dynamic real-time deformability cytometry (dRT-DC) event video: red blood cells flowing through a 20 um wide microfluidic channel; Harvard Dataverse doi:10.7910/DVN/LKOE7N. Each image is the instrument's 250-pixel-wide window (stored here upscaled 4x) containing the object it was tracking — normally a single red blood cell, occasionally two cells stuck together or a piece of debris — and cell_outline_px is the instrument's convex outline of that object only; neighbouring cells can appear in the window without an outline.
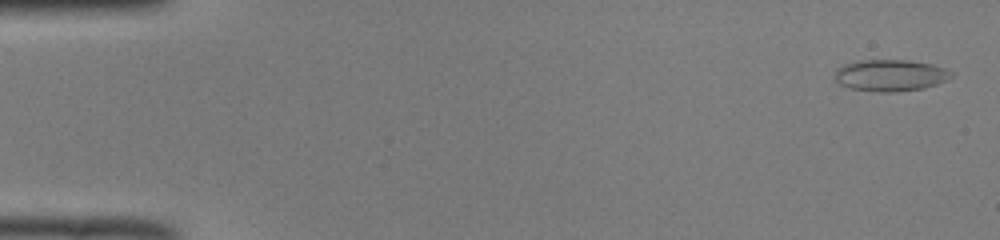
{"species": "common noctule bat (a hibernating species)", "species_latin": "Nyctalus noctula", "temperature_condition": "room temperature", "stored_images_in_passage": 51, "camera_frame_rate_fps": 3000, "um_per_image_px": 0.085, "animal": {"sex": "male", "body_mass_g": 19.0, "forearm_length_mm": 50.8}, "frame": {"image": 1, "passage_image": 2, "time_ms": 0.333, "image_size_px": [1000, 240], "cell_outline_px": [[952, 76], [948, 80], [924, 88], [896, 92], [872, 92], [848, 88], [832, 80], [836, 68], [844, 64], [860, 60], [908, 60], [932, 64], [944, 68], [952, 72]], "centroid_in_image_um": [75.62, 6.41], "position_along_channel_um": 9.4, "area_um2": 21.85}}
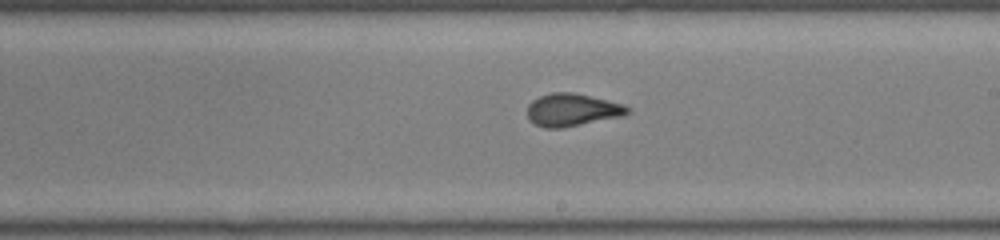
{"frame": {"image": 2, "passage_image": 30, "time_ms": 9.667, "image_size_px": [1000, 240], "cell_outline_px": [[632, 108], [628, 112], [620, 116], [560, 128], [544, 128], [528, 120], [528, 104], [532, 100], [540, 96], [552, 92], [572, 92], [608, 100], [624, 104]], "centroid_in_image_um": [48.61, 9.33], "position_along_channel_um": 240.4, "area_um2": 18.84}}
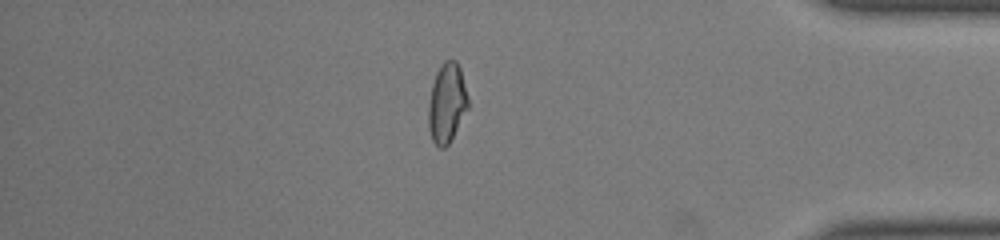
{"frame": {"image": 3, "passage_image": 44, "time_ms": 14.333, "image_size_px": [1000, 240], "cell_outline_px": [[468, 108], [448, 144], [444, 148], [440, 148], [432, 140], [428, 128], [428, 104], [432, 84], [436, 72], [444, 60], [456, 60], [460, 68], [468, 100]], "centroid_in_image_um": [37.96, 8.75], "position_along_channel_um": 397.2, "area_um2": 18.21}, "authors_computed_cell_mechanics": {"area_um2": 19.2474, "velocity_mm_per_s": 3.9995, "shape_relaxation_time_tau1_ms": null, "shape_relaxation_time_tau2_ms": 1.159, "deformation_change_tau1": null, "deformation_change_tau2": 0.0498}}